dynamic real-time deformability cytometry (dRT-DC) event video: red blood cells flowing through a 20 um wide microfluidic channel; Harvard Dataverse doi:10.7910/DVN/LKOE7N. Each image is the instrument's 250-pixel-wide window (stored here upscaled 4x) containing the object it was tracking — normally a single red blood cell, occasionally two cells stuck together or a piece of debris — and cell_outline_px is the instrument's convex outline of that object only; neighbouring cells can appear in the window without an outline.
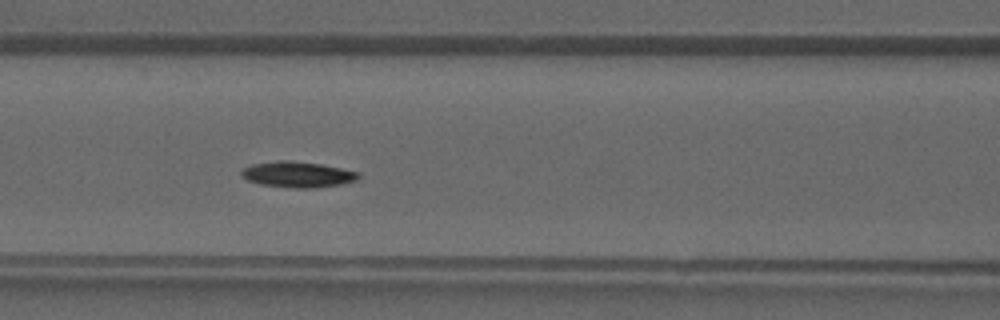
{"species": "common noctule bat (a hibernating species)", "species_latin": "Nyctalus noctula", "temperature_condition": "warm", "stored_images_in_passage": 40, "camera_frame_rate_fps": 3000, "um_per_image_px": 0.085, "animal": {"sex": "male", "forearm_length_mm": 52.5}, "frame": {"image": 1, "passage_image": 17, "time_ms": 5.333, "image_size_px": [1000, 320], "cell_outline_px": [[360, 176], [356, 180], [340, 184], [316, 188], [296, 188], [260, 184], [248, 180], [240, 172], [244, 168], [252, 164], [276, 160], [288, 160], [320, 164], [360, 172]], "centroid_in_image_um": [25.31, 14.82], "position_along_channel_um": 141.3, "area_um2": 17.46}}
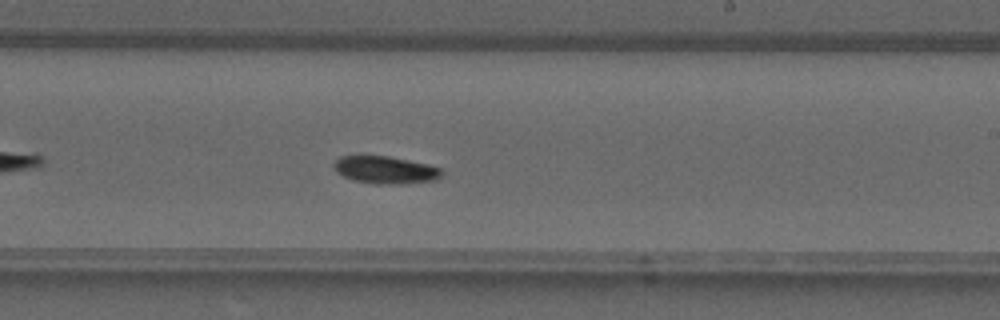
{"frame": {"image": 2, "passage_image": 24, "time_ms": 7.667, "image_size_px": [1000, 320], "cell_outline_px": [[444, 172], [436, 180], [400, 184], [376, 184], [352, 180], [336, 172], [332, 164], [340, 156], [388, 156], [428, 164], [444, 168]], "centroid_in_image_um": [32.78, 14.44], "position_along_channel_um": 256.2, "area_um2": 17.4}}
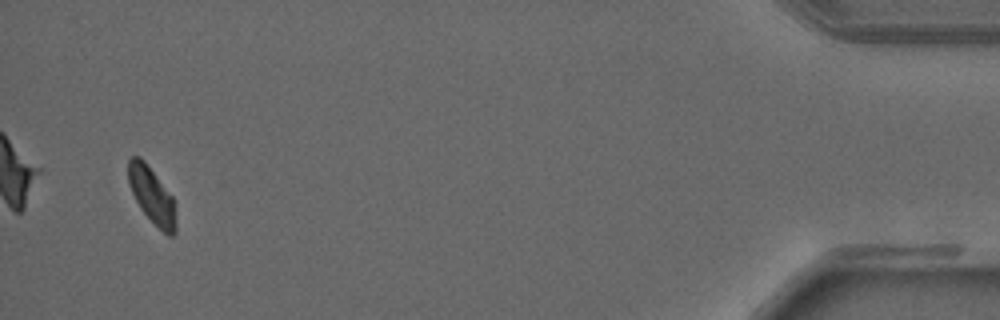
{"frame": {"image": 3, "passage_image": 39, "time_ms": 12.667, "image_size_px": [1000, 320], "cell_outline_px": [[176, 232], [172, 236], [168, 236], [140, 208], [128, 184], [128, 160], [132, 156], [140, 156], [144, 160], [172, 196], [176, 224]], "centroid_in_image_um": [12.89, 16.58], "position_along_channel_um": 422.3, "area_um2": 15.26}}